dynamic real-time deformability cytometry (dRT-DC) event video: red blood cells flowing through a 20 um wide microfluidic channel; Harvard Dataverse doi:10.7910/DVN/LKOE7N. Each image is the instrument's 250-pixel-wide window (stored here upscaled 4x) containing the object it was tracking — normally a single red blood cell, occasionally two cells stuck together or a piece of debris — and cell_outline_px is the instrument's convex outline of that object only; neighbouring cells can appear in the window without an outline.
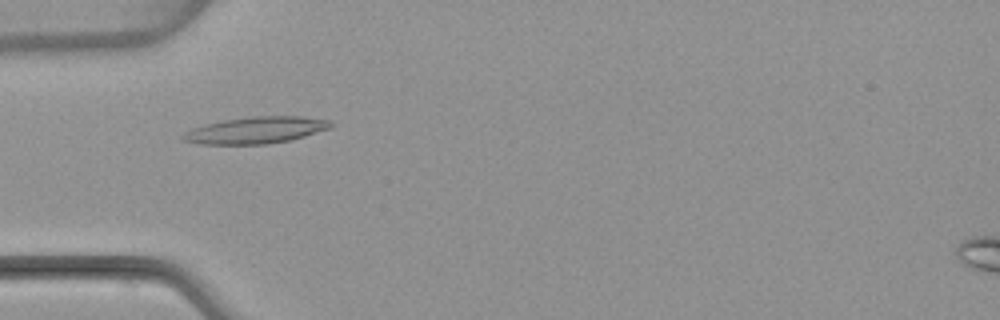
{"species": "common noctule bat (a hibernating species)", "species_latin": "Nyctalus noctula", "temperature_condition": "warm", "stored_images_in_passage": 6, "camera_frame_rate_fps": 3000, "um_per_image_px": 0.085, "animal": {"sex": "female", "body_mass_g": 22.7, "forearm_length_mm": 54.2}, "frame": {"image": 1, "passage_image": 5, "time_ms": 5.0, "image_size_px": [1000, 320], "cell_outline_px": [[332, 128], [304, 136], [288, 140], [268, 144], [200, 144], [184, 140], [180, 136], [184, 132], [192, 128], [204, 124], [224, 120], [252, 116], [300, 116], [328, 120], [332, 124]], "centroid_in_image_um": [21.73, 11.06], "position_along_channel_um": 63.3, "area_um2": 22.89}}
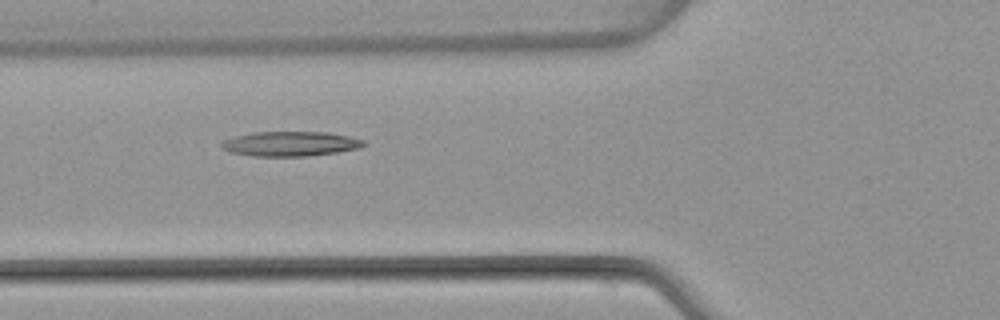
{"frame": {"image": 2, "passage_image": 6, "time_ms": 6.0, "image_size_px": [1000, 320], "cell_outline_px": [[368, 144], [360, 148], [336, 152], [308, 156], [252, 156], [232, 152], [224, 148], [220, 144], [224, 140], [236, 136], [252, 132], [324, 132], [348, 136], [364, 140]], "centroid_in_image_um": [24.72, 12.22], "position_along_channel_um": 101.1, "area_um2": 20.35}}